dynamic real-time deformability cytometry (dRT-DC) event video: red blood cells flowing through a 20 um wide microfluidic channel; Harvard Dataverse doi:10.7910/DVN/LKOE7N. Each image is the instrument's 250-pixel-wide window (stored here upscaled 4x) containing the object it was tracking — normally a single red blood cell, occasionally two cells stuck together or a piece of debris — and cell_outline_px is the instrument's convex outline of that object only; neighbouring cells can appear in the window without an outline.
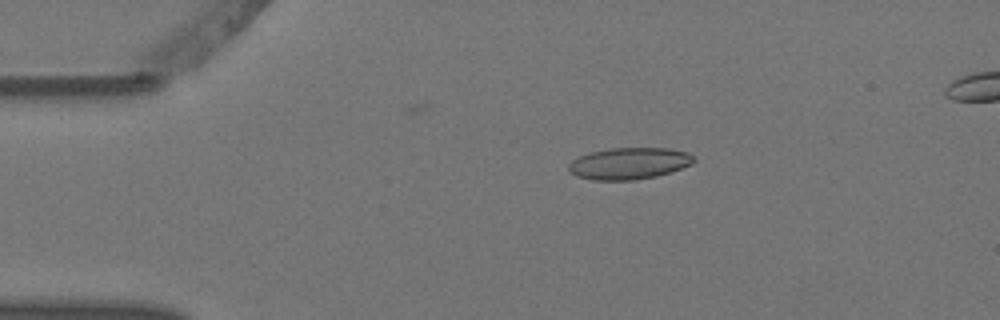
{"species": "Egyptian fruit bat (a non-hibernating species)", "species_latin": "Rousettus aegyptiacus", "temperature_condition": "warm", "stored_images_in_passage": 7, "camera_frame_rate_fps": 3000, "um_per_image_px": 0.085, "animal": {"sex": "female"}, "frame": {"image": 1, "passage_image": 3, "time_ms": 0.667, "image_size_px": [1000, 320], "cell_outline_px": [[696, 160], [692, 164], [656, 176], [636, 180], [592, 180], [576, 176], [568, 172], [568, 164], [572, 160], [580, 156], [592, 152], [612, 148], [668, 148], [688, 152]], "centroid_in_image_um": [53.45, 13.89], "position_along_channel_um": 31.6, "area_um2": 23.06}}
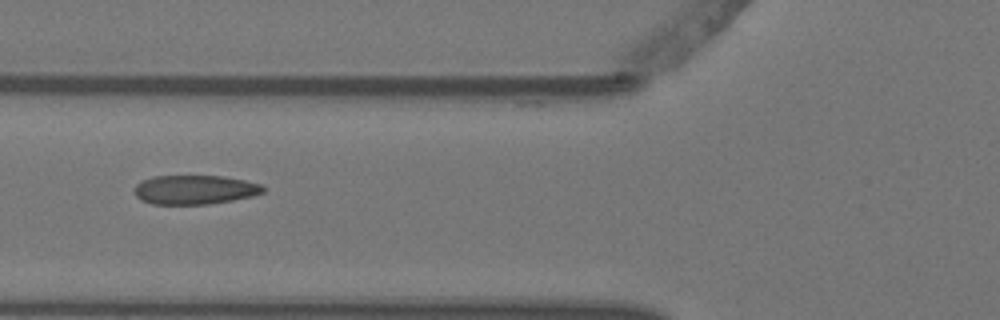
{"frame": {"image": 2, "passage_image": 6, "time_ms": 1.667, "image_size_px": [1000, 320], "cell_outline_px": [[264, 192], [252, 196], [232, 200], [208, 204], [152, 204], [140, 200], [136, 196], [132, 188], [140, 180], [152, 176], [224, 176], [244, 180], [260, 184], [264, 188]], "centroid_in_image_um": [16.49, 16.12], "position_along_channel_um": 109.3, "area_um2": 22.02}}
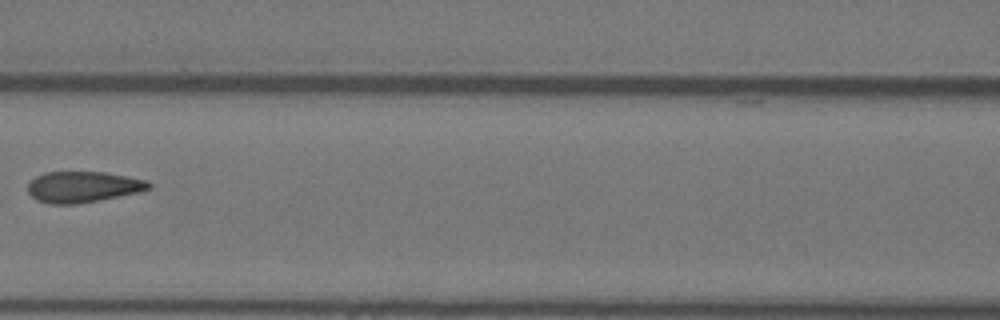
{"frame": {"image": 3, "passage_image": 7, "time_ms": 2.0, "image_size_px": [1000, 320], "cell_outline_px": [[152, 188], [140, 192], [76, 204], [48, 204], [36, 200], [28, 192], [28, 184], [36, 176], [44, 172], [104, 172], [148, 180], [152, 184]], "centroid_in_image_um": [7.06, 15.88], "position_along_channel_um": 159.5, "area_um2": 21.91}}